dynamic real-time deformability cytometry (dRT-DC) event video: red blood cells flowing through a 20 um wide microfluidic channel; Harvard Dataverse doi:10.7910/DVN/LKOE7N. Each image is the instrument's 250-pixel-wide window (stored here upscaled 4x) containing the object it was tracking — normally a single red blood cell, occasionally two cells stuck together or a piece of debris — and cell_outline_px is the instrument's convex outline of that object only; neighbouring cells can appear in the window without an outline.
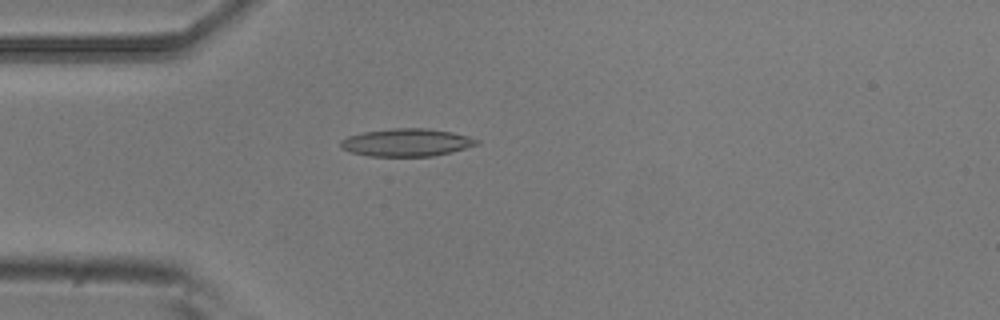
{"species": "common noctule bat (a hibernating species)", "species_latin": "Nyctalus noctula", "temperature_condition": "room temperature", "stored_images_in_passage": 3, "camera_frame_rate_fps": 3000, "um_per_image_px": 0.085, "animal": {"sex": "male", "body_mass_g": 20.5, "forearm_length_mm": 52.5}, "frame": {"image": 1, "passage_image": 2, "time_ms": 0.333, "image_size_px": [1000, 320], "cell_outline_px": [[480, 144], [452, 152], [432, 156], [368, 156], [352, 152], [340, 148], [340, 140], [348, 136], [364, 132], [392, 128], [428, 128], [452, 132], [468, 136], [480, 140]], "centroid_in_image_um": [34.58, 12.11], "position_along_channel_um": 50.4, "area_um2": 22.08}}